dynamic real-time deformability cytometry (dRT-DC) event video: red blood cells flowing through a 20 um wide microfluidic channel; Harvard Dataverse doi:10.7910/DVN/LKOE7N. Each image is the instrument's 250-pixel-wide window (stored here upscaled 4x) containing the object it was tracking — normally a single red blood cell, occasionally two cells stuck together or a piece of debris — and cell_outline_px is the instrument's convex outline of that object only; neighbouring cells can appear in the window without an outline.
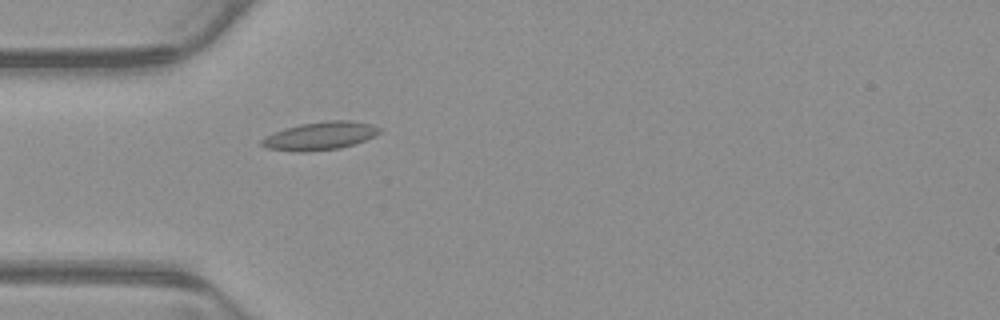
{"species": "common noctule bat (a hibernating species)", "species_latin": "Nyctalus noctula", "temperature_condition": "warm", "stored_images_in_passage": 53, "camera_frame_rate_fps": 3000, "um_per_image_px": 0.085, "animal": {"sex": "male", "body_mass_g": 23.1, "forearm_length_mm": 52.7}, "frame": {"image": 1, "passage_image": 16, "time_ms": 5.0, "image_size_px": [1000, 320], "cell_outline_px": [[380, 132], [376, 136], [340, 148], [308, 152], [296, 152], [268, 148], [260, 144], [260, 140], [284, 128], [300, 124], [328, 120], [352, 120], [372, 124], [380, 128]], "centroid_in_image_um": [27.23, 11.54], "position_along_channel_um": 57.8, "area_um2": 19.25}}
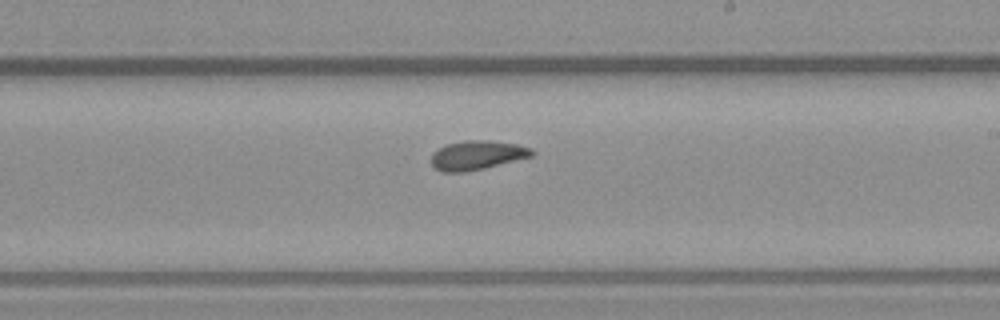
{"frame": {"image": 2, "passage_image": 31, "time_ms": 10.0, "image_size_px": [1000, 320], "cell_outline_px": [[536, 152], [532, 156], [484, 168], [464, 172], [440, 172], [432, 164], [432, 152], [448, 144], [468, 140], [488, 140], [516, 144], [532, 148]], "centroid_in_image_um": [40.57, 13.19], "position_along_channel_um": 248.4, "area_um2": 16.94}}
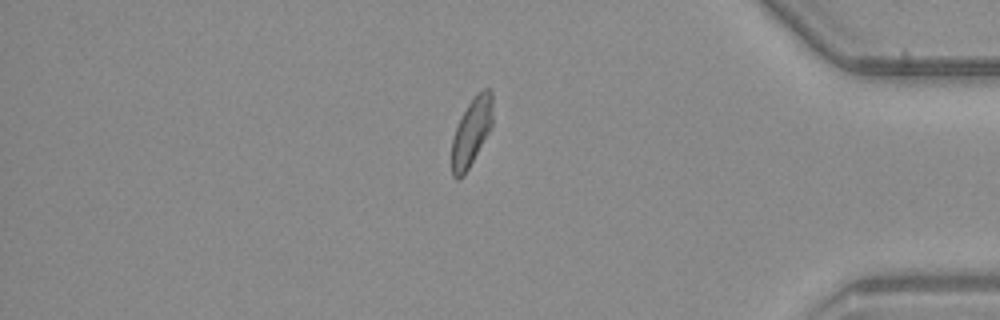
{"frame": {"image": 3, "passage_image": 45, "time_ms": 14.667, "image_size_px": [1000, 320], "cell_outline_px": [[492, 124], [488, 132], [464, 176], [456, 180], [452, 176], [452, 140], [456, 128], [468, 104], [484, 88], [488, 88], [492, 92]], "centroid_in_image_um": [40.07, 11.25], "position_along_channel_um": 395.1, "area_um2": 15.66}, "authors_computed_cell_mechanics": {"area_um2": 17.051, "velocity_mm_per_s": 3.8639, "shape_relaxation_time_tau1_ms": 10.5957, "shape_relaxation_time_tau2_ms": 3.0579, "deformation_change_tau1": 0.1995, "deformation_change_tau2": 0.0775}}